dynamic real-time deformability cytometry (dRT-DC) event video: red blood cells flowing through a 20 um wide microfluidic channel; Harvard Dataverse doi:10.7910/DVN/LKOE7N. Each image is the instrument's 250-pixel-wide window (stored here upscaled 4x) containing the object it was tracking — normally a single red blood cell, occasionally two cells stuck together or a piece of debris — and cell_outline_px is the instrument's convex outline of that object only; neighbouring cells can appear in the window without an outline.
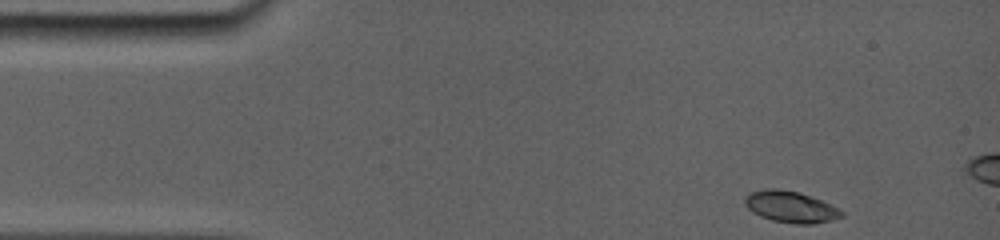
{"species": "common noctule bat (a hibernating species)", "species_latin": "Nyctalus noctula", "temperature_condition": "room temperature", "stored_images_in_passage": 4, "camera_frame_rate_fps": 5000, "um_per_image_px": 0.085, "animal": {"sex": "female", "body_mass_g": 19.0, "forearm_length_mm": 56.7}, "frame": {"image": 1, "passage_image": 1, "time_ms": 0.0, "image_size_px": [1000, 240], "cell_outline_px": [[844, 216], [832, 220], [812, 224], [796, 224], [772, 220], [760, 216], [752, 212], [744, 204], [744, 196], [748, 192], [764, 188], [772, 188], [796, 192], [820, 200], [844, 212]], "centroid_in_image_um": [67.14, 17.59], "position_along_channel_um": 17.9, "area_um2": 17.57}}